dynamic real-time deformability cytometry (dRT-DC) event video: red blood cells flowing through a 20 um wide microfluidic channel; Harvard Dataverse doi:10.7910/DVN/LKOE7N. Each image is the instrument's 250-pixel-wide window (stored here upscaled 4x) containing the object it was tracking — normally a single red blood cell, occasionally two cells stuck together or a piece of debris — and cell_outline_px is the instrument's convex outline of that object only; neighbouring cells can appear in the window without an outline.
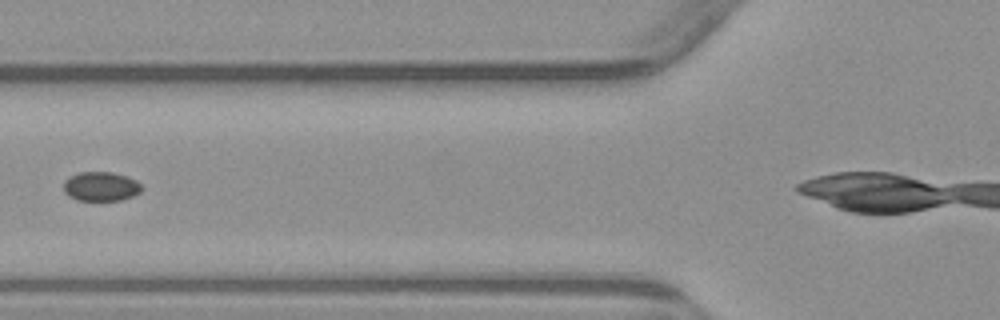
{"species": "common noctule bat (a hibernating species)", "species_latin": "Nyctalus noctula", "temperature_condition": "warm", "stored_images_in_passage": 7, "camera_frame_rate_fps": 3000, "um_per_image_px": 0.085, "animal": {"sex": "male", "body_mass_g": 23.1, "forearm_length_mm": 52.7}, "frame": {"image": 1, "passage_image": 5, "time_ms": 6.0, "image_size_px": [1000, 320], "cell_outline_px": [[144, 188], [140, 192], [132, 196], [120, 200], [76, 200], [68, 196], [64, 192], [64, 180], [68, 176], [80, 172], [112, 172], [136, 180]], "centroid_in_image_um": [8.55, 15.84], "position_along_channel_um": 117.3, "area_um2": 13.35}}
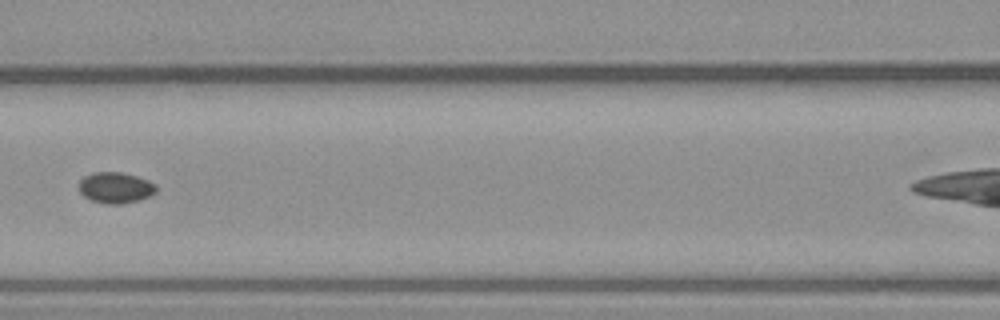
{"frame": {"image": 2, "passage_image": 6, "time_ms": 7.0, "image_size_px": [1000, 320], "cell_outline_px": [[156, 192], [140, 200], [120, 204], [104, 204], [92, 200], [84, 196], [80, 192], [80, 180], [84, 176], [92, 172], [120, 172], [136, 176], [148, 180], [156, 184]], "centroid_in_image_um": [9.82, 15.95], "position_along_channel_um": 156.8, "area_um2": 13.93}}